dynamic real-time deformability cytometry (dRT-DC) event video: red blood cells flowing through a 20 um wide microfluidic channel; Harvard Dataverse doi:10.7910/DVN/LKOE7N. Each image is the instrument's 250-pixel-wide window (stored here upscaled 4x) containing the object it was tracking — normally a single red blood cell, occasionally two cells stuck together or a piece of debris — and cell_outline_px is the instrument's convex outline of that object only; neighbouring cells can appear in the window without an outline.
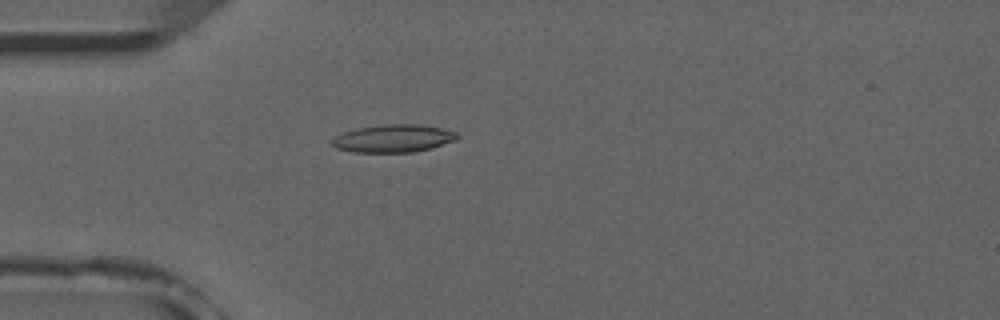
{"species": "common noctule bat (a hibernating species)", "species_latin": "Nyctalus noctula", "temperature_condition": "room temperature", "stored_images_in_passage": 5, "camera_frame_rate_fps": 3000, "um_per_image_px": 0.085, "animal": {"sex": "male", "forearm_length_mm": 52.5}, "frame": {"image": 1, "passage_image": 5, "time_ms": 4.667, "image_size_px": [1000, 320], "cell_outline_px": [[460, 136], [456, 140], [432, 148], [412, 152], [352, 152], [336, 148], [328, 140], [344, 132], [356, 128], [384, 124], [416, 124], [440, 128], [456, 132]], "centroid_in_image_um": [33.41, 11.77], "position_along_channel_um": 51.6, "area_um2": 20.29}}